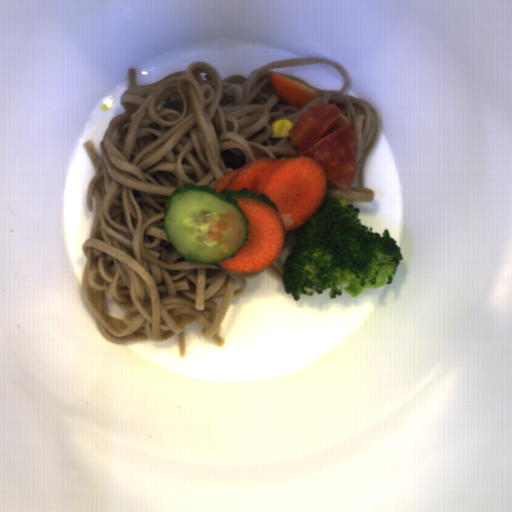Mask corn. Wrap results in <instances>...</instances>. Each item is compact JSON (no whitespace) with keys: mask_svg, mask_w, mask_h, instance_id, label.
<instances>
[{"mask_svg":"<svg viewBox=\"0 0 512 512\" xmlns=\"http://www.w3.org/2000/svg\"><path fill=\"white\" fill-rule=\"evenodd\" d=\"M293 126L289 120H274L269 127V134L271 138H287L290 137L289 131Z\"/></svg>","mask_w":512,"mask_h":512,"instance_id":"corn-1","label":"corn"}]
</instances>
